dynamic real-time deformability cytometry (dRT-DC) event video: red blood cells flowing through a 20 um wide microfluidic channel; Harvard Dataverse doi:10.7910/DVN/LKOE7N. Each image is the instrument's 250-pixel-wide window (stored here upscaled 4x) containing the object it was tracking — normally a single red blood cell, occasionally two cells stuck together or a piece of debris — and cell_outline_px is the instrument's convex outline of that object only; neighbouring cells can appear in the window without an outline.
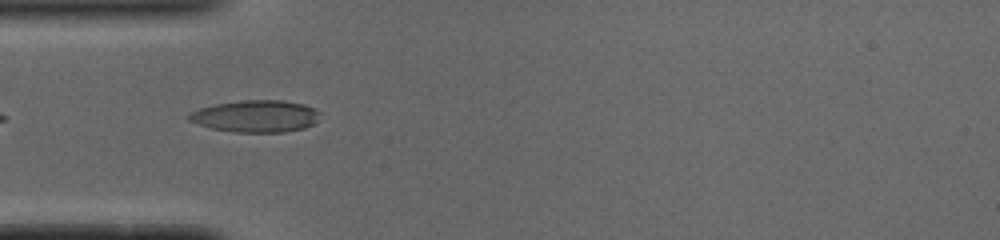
{"species": "common noctule bat (a hibernating species)", "species_latin": "Nyctalus noctula", "temperature_condition": "cold", "stored_images_in_passage": 22, "camera_frame_rate_fps": 3000, "um_per_image_px": 0.085, "animal": {"sex": "male", "body_mass_g": 19.0, "forearm_length_mm": 50.8}, "frame": {"image": 1, "passage_image": 1, "time_ms": 0.0, "image_size_px": [1000, 240], "cell_outline_px": [[320, 112], [316, 120], [312, 124], [304, 128], [284, 132], [236, 132], [212, 128], [196, 124], [188, 120], [188, 116], [192, 112], [200, 108], [216, 104], [244, 100], [280, 100], [304, 104], [316, 108]], "centroid_in_image_um": [21.75, 9.87], "position_along_channel_um": 63.2, "area_um2": 24.28}}